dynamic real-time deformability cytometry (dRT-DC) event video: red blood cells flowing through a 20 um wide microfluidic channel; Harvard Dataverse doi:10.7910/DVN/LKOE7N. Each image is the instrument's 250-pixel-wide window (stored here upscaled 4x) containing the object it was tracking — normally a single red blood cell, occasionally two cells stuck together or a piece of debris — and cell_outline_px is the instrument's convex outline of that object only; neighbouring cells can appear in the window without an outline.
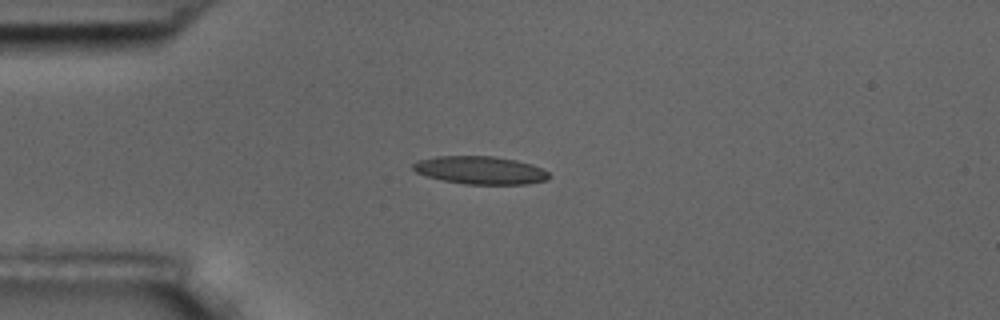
{"species": "common noctule bat (a hibernating species)", "species_latin": "Nyctalus noctula", "temperature_condition": "room temperature", "stored_images_in_passage": 12, "camera_frame_rate_fps": 3000, "um_per_image_px": 0.085, "animal": {"sex": "male", "body_mass_g": 17.5, "forearm_length_mm": 52.3}, "frame": {"image": 1, "passage_image": 3, "time_ms": 3.333, "image_size_px": [1000, 320], "cell_outline_px": [[552, 176], [548, 180], [528, 184], [464, 184], [444, 180], [428, 176], [416, 172], [412, 168], [412, 164], [420, 160], [436, 156], [496, 156], [516, 160], [532, 164], [548, 172]], "centroid_in_image_um": [40.87, 14.47], "position_along_channel_um": 44.1, "area_um2": 22.14}}
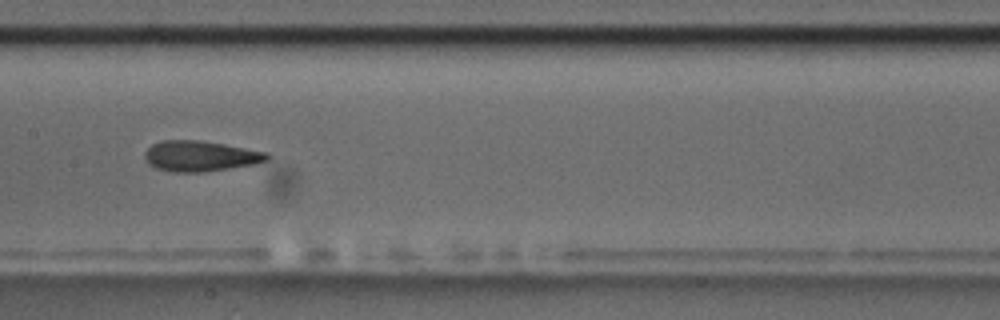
{"frame": {"image": 2, "passage_image": 7, "time_ms": 8.0, "image_size_px": [1000, 320], "cell_outline_px": [[272, 156], [268, 160], [256, 164], [204, 172], [172, 172], [156, 168], [148, 164], [144, 156], [144, 152], [152, 144], [160, 140], [200, 140], [224, 144], [268, 152]], "centroid_in_image_um": [17.04, 13.26], "position_along_channel_um": 190.4, "area_um2": 22.02}}
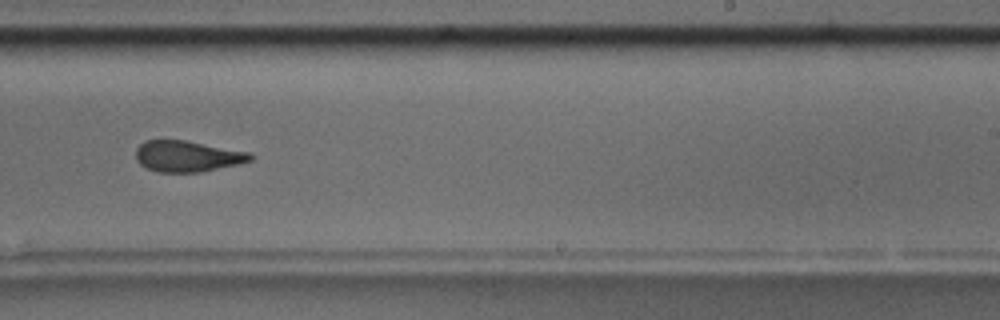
{"frame": {"image": 3, "passage_image": 9, "time_ms": 10.333, "image_size_px": [1000, 320], "cell_outline_px": [[256, 156], [252, 160], [236, 164], [200, 172], [156, 172], [140, 164], [136, 160], [136, 148], [144, 140], [188, 140], [252, 152]], "centroid_in_image_um": [15.95, 13.26], "position_along_channel_um": 273.0, "area_um2": 20.98}, "authors_computed_cell_mechanics": {"area_um2": 21.2415, "velocity_mm_per_s": 3.5588, "shape_relaxation_time_tau1_ms": 3.5065, "shape_relaxation_time_tau2_ms": 1.1779, "deformation_change_tau1": 0.1463, "deformation_change_tau2": 0.0979}}